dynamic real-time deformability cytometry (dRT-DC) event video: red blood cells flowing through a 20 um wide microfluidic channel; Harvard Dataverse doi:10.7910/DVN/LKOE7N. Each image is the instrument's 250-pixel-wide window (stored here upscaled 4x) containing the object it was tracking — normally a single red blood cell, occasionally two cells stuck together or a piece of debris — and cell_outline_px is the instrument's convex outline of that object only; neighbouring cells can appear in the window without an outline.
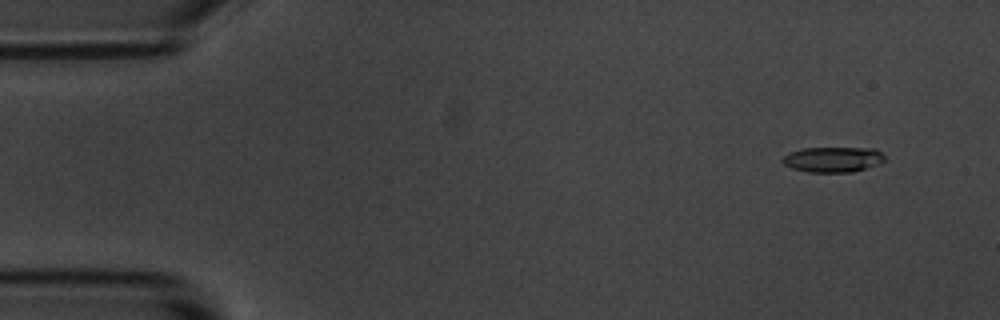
{"species": "common noctule bat (a hibernating species)", "species_latin": "Nyctalus noctula", "temperature_condition": "room temperature", "stored_images_in_passage": 15, "camera_frame_rate_fps": 3000, "um_per_image_px": 0.085, "animal": {"sex": "male", "body_mass_g": 20.1, "forearm_length_mm": 53.5}, "frame": {"image": 1, "passage_image": 2, "time_ms": 1.333, "image_size_px": [1000, 320], "cell_outline_px": [[884, 160], [876, 164], [852, 172], [808, 172], [792, 168], [784, 164], [780, 160], [784, 156], [792, 152], [804, 148], [876, 148], [884, 156]], "centroid_in_image_um": [70.78, 13.55], "position_along_channel_um": 14.2, "area_um2": 14.85}}
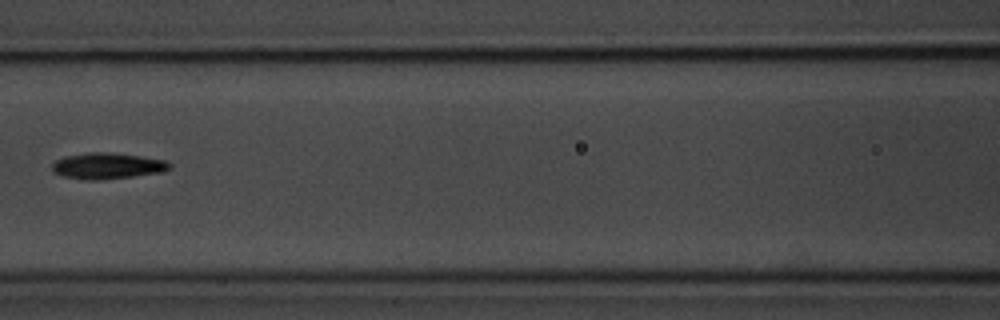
{"frame": {"image": 2, "passage_image": 7, "time_ms": 8.0, "image_size_px": [1000, 320], "cell_outline_px": [[172, 164], [168, 168], [160, 172], [132, 176], [100, 180], [84, 180], [64, 176], [52, 172], [52, 164], [56, 160], [64, 156], [88, 152], [108, 152], [140, 156], [168, 160]], "centroid_in_image_um": [9.09, 14.09], "position_along_channel_um": 157.5, "area_um2": 17.86}}
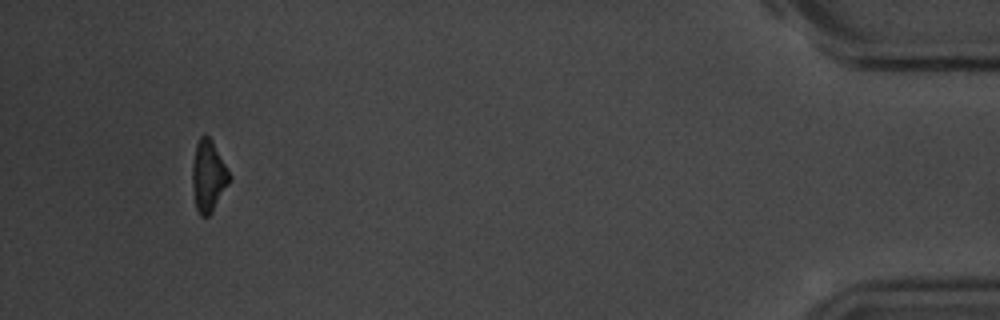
{"frame": {"image": 3, "passage_image": 14, "time_ms": 17.0, "image_size_px": [1000, 320], "cell_outline_px": [[232, 176], [228, 184], [212, 212], [208, 216], [200, 216], [196, 208], [192, 184], [192, 164], [196, 144], [200, 136], [204, 132], [212, 140]], "centroid_in_image_um": [17.7, 14.93], "position_along_channel_um": 417.5, "area_um2": 15.49}, "authors_computed_cell_mechanics": {"area_um2": 16.2418, "velocity_mm_per_s": 3.6811, "shape_relaxation_time_tau1_ms": 2.2194, "shape_relaxation_time_tau2_ms": null, "deformation_change_tau1": 0.0816, "deformation_change_tau2": null}}